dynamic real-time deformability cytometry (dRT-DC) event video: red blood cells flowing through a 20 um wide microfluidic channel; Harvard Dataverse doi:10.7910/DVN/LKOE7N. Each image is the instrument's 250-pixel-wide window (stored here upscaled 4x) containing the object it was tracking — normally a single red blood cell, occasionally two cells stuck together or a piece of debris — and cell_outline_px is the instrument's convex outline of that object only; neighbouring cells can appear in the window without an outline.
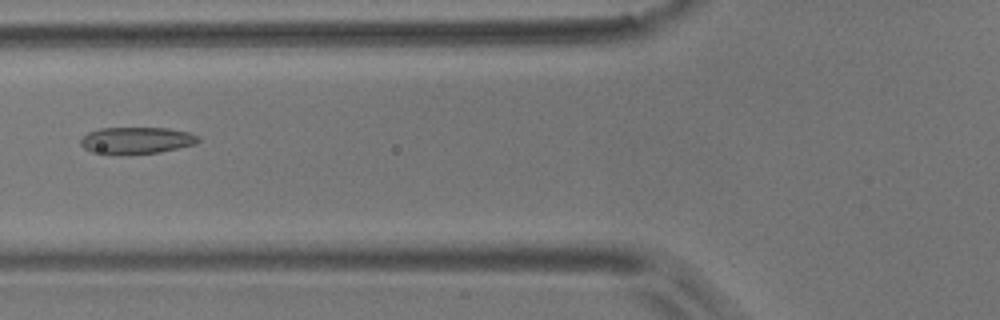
{"species": "common noctule bat (a hibernating species)", "species_latin": "Nyctalus noctula", "temperature_condition": "room temperature", "stored_images_in_passage": 8, "camera_frame_rate_fps": 3000, "um_per_image_px": 0.085, "animal": {"sex": "male", "body_mass_g": 17.9}, "frame": {"image": 1, "passage_image": 5, "time_ms": 4.667, "image_size_px": [1000, 320], "cell_outline_px": [[200, 140], [196, 144], [160, 152], [92, 152], [84, 148], [80, 144], [80, 140], [88, 132], [100, 128], [168, 128], [188, 132], [200, 136]], "centroid_in_image_um": [11.65, 11.89], "position_along_channel_um": 114.1, "area_um2": 17.74}}
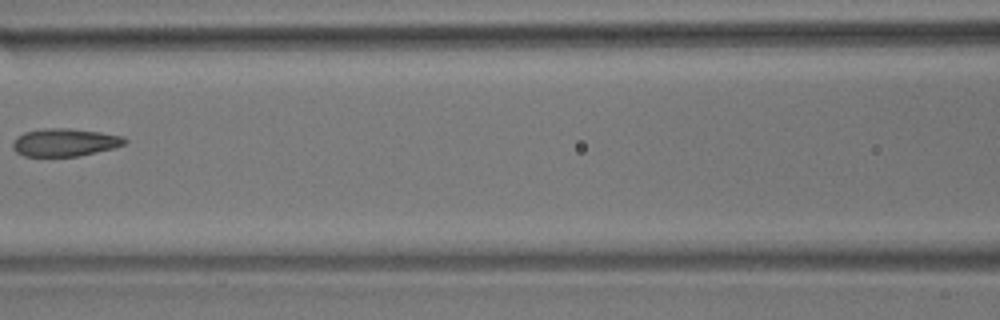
{"frame": {"image": 2, "passage_image": 6, "time_ms": 6.0, "image_size_px": [1000, 320], "cell_outline_px": [[128, 140], [124, 144], [112, 148], [80, 156], [24, 156], [16, 152], [12, 148], [12, 144], [24, 132], [44, 128], [68, 128], [100, 132], [124, 136]], "centroid_in_image_um": [5.52, 12.1], "position_along_channel_um": 161.1, "area_um2": 18.03}}
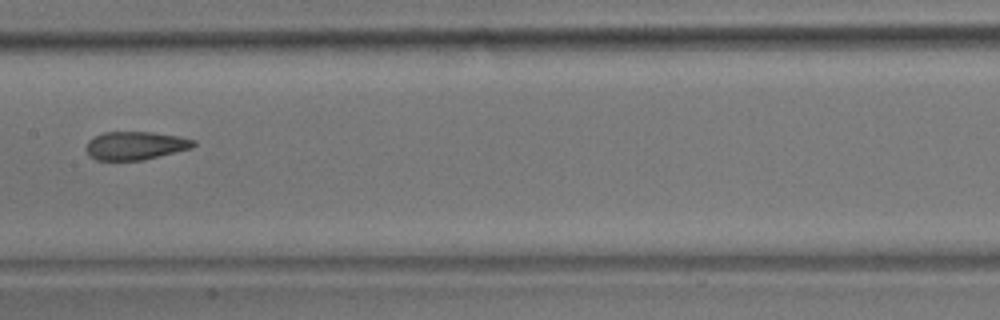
{"frame": {"image": 3, "passage_image": 7, "time_ms": 7.0, "image_size_px": [1000, 320], "cell_outline_px": [[196, 144], [192, 148], [144, 160], [96, 160], [88, 156], [84, 148], [88, 140], [104, 132], [152, 132], [180, 136], [196, 140]], "centroid_in_image_um": [11.5, 12.38], "position_along_channel_um": 195.9, "area_um2": 17.92}}